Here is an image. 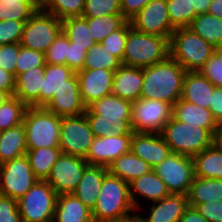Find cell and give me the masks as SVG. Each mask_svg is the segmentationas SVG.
<instances>
[{"instance_id": "1", "label": "cell", "mask_w": 222, "mask_h": 222, "mask_svg": "<svg viewBox=\"0 0 222 222\" xmlns=\"http://www.w3.org/2000/svg\"><path fill=\"white\" fill-rule=\"evenodd\" d=\"M132 102L110 94L94 101L85 111L94 137L132 135Z\"/></svg>"}, {"instance_id": "2", "label": "cell", "mask_w": 222, "mask_h": 222, "mask_svg": "<svg viewBox=\"0 0 222 222\" xmlns=\"http://www.w3.org/2000/svg\"><path fill=\"white\" fill-rule=\"evenodd\" d=\"M186 70L170 56L163 62L143 67L140 98L175 104L182 96Z\"/></svg>"}, {"instance_id": "3", "label": "cell", "mask_w": 222, "mask_h": 222, "mask_svg": "<svg viewBox=\"0 0 222 222\" xmlns=\"http://www.w3.org/2000/svg\"><path fill=\"white\" fill-rule=\"evenodd\" d=\"M135 212L129 195V183L108 171L91 210L93 222H119Z\"/></svg>"}, {"instance_id": "4", "label": "cell", "mask_w": 222, "mask_h": 222, "mask_svg": "<svg viewBox=\"0 0 222 222\" xmlns=\"http://www.w3.org/2000/svg\"><path fill=\"white\" fill-rule=\"evenodd\" d=\"M217 132L171 117L160 134L172 153L194 157L216 142Z\"/></svg>"}, {"instance_id": "5", "label": "cell", "mask_w": 222, "mask_h": 222, "mask_svg": "<svg viewBox=\"0 0 222 222\" xmlns=\"http://www.w3.org/2000/svg\"><path fill=\"white\" fill-rule=\"evenodd\" d=\"M169 41L168 38L145 34L131 27L122 65L143 68L165 61L170 56Z\"/></svg>"}, {"instance_id": "6", "label": "cell", "mask_w": 222, "mask_h": 222, "mask_svg": "<svg viewBox=\"0 0 222 222\" xmlns=\"http://www.w3.org/2000/svg\"><path fill=\"white\" fill-rule=\"evenodd\" d=\"M216 50L188 27L175 29L169 41L170 57L186 72L199 71Z\"/></svg>"}, {"instance_id": "7", "label": "cell", "mask_w": 222, "mask_h": 222, "mask_svg": "<svg viewBox=\"0 0 222 222\" xmlns=\"http://www.w3.org/2000/svg\"><path fill=\"white\" fill-rule=\"evenodd\" d=\"M23 125L27 149L59 147L60 116L44 107H28Z\"/></svg>"}, {"instance_id": "8", "label": "cell", "mask_w": 222, "mask_h": 222, "mask_svg": "<svg viewBox=\"0 0 222 222\" xmlns=\"http://www.w3.org/2000/svg\"><path fill=\"white\" fill-rule=\"evenodd\" d=\"M57 194L46 180L36 183L17 200L22 222H52Z\"/></svg>"}, {"instance_id": "9", "label": "cell", "mask_w": 222, "mask_h": 222, "mask_svg": "<svg viewBox=\"0 0 222 222\" xmlns=\"http://www.w3.org/2000/svg\"><path fill=\"white\" fill-rule=\"evenodd\" d=\"M62 31V20L39 8L26 22L21 46L46 53Z\"/></svg>"}, {"instance_id": "10", "label": "cell", "mask_w": 222, "mask_h": 222, "mask_svg": "<svg viewBox=\"0 0 222 222\" xmlns=\"http://www.w3.org/2000/svg\"><path fill=\"white\" fill-rule=\"evenodd\" d=\"M154 170L170 194L187 196L195 177L193 157L171 152Z\"/></svg>"}, {"instance_id": "11", "label": "cell", "mask_w": 222, "mask_h": 222, "mask_svg": "<svg viewBox=\"0 0 222 222\" xmlns=\"http://www.w3.org/2000/svg\"><path fill=\"white\" fill-rule=\"evenodd\" d=\"M131 110L133 132L160 134L172 117V106L160 100L139 98L132 102Z\"/></svg>"}, {"instance_id": "12", "label": "cell", "mask_w": 222, "mask_h": 222, "mask_svg": "<svg viewBox=\"0 0 222 222\" xmlns=\"http://www.w3.org/2000/svg\"><path fill=\"white\" fill-rule=\"evenodd\" d=\"M94 134L85 114L61 117L59 148L62 154L86 158Z\"/></svg>"}, {"instance_id": "13", "label": "cell", "mask_w": 222, "mask_h": 222, "mask_svg": "<svg viewBox=\"0 0 222 222\" xmlns=\"http://www.w3.org/2000/svg\"><path fill=\"white\" fill-rule=\"evenodd\" d=\"M26 155L0 165V194L18 200L36 183Z\"/></svg>"}, {"instance_id": "14", "label": "cell", "mask_w": 222, "mask_h": 222, "mask_svg": "<svg viewBox=\"0 0 222 222\" xmlns=\"http://www.w3.org/2000/svg\"><path fill=\"white\" fill-rule=\"evenodd\" d=\"M88 166L84 158L61 154L46 181L57 195L72 194Z\"/></svg>"}, {"instance_id": "15", "label": "cell", "mask_w": 222, "mask_h": 222, "mask_svg": "<svg viewBox=\"0 0 222 222\" xmlns=\"http://www.w3.org/2000/svg\"><path fill=\"white\" fill-rule=\"evenodd\" d=\"M131 26L145 34L171 39V26L166 0H151L131 20Z\"/></svg>"}, {"instance_id": "16", "label": "cell", "mask_w": 222, "mask_h": 222, "mask_svg": "<svg viewBox=\"0 0 222 222\" xmlns=\"http://www.w3.org/2000/svg\"><path fill=\"white\" fill-rule=\"evenodd\" d=\"M131 139L132 135L94 137L85 160L91 166L108 168L117 158L130 152Z\"/></svg>"}, {"instance_id": "17", "label": "cell", "mask_w": 222, "mask_h": 222, "mask_svg": "<svg viewBox=\"0 0 222 222\" xmlns=\"http://www.w3.org/2000/svg\"><path fill=\"white\" fill-rule=\"evenodd\" d=\"M115 71L83 69L76 73L81 99L86 107L104 96L112 94Z\"/></svg>"}, {"instance_id": "18", "label": "cell", "mask_w": 222, "mask_h": 222, "mask_svg": "<svg viewBox=\"0 0 222 222\" xmlns=\"http://www.w3.org/2000/svg\"><path fill=\"white\" fill-rule=\"evenodd\" d=\"M44 108L60 117L79 116L84 114V105L76 73L67 80V84L56 90L54 96Z\"/></svg>"}, {"instance_id": "19", "label": "cell", "mask_w": 222, "mask_h": 222, "mask_svg": "<svg viewBox=\"0 0 222 222\" xmlns=\"http://www.w3.org/2000/svg\"><path fill=\"white\" fill-rule=\"evenodd\" d=\"M130 151L153 169L171 153L161 134L146 132H133Z\"/></svg>"}, {"instance_id": "20", "label": "cell", "mask_w": 222, "mask_h": 222, "mask_svg": "<svg viewBox=\"0 0 222 222\" xmlns=\"http://www.w3.org/2000/svg\"><path fill=\"white\" fill-rule=\"evenodd\" d=\"M45 66L34 67L15 77L14 95L28 107H43Z\"/></svg>"}, {"instance_id": "21", "label": "cell", "mask_w": 222, "mask_h": 222, "mask_svg": "<svg viewBox=\"0 0 222 222\" xmlns=\"http://www.w3.org/2000/svg\"><path fill=\"white\" fill-rule=\"evenodd\" d=\"M129 195L135 210H141L137 198L143 197V201L156 202L170 195L166 184L160 179L155 170L133 179L129 182Z\"/></svg>"}, {"instance_id": "22", "label": "cell", "mask_w": 222, "mask_h": 222, "mask_svg": "<svg viewBox=\"0 0 222 222\" xmlns=\"http://www.w3.org/2000/svg\"><path fill=\"white\" fill-rule=\"evenodd\" d=\"M143 85V68L121 65L115 70L112 94L135 102L140 98Z\"/></svg>"}, {"instance_id": "23", "label": "cell", "mask_w": 222, "mask_h": 222, "mask_svg": "<svg viewBox=\"0 0 222 222\" xmlns=\"http://www.w3.org/2000/svg\"><path fill=\"white\" fill-rule=\"evenodd\" d=\"M189 206L188 198L182 194H170L167 197L152 202L148 217L142 216L144 222H179L186 208Z\"/></svg>"}, {"instance_id": "24", "label": "cell", "mask_w": 222, "mask_h": 222, "mask_svg": "<svg viewBox=\"0 0 222 222\" xmlns=\"http://www.w3.org/2000/svg\"><path fill=\"white\" fill-rule=\"evenodd\" d=\"M215 86L199 71L186 72L183 79L181 99L209 109Z\"/></svg>"}, {"instance_id": "25", "label": "cell", "mask_w": 222, "mask_h": 222, "mask_svg": "<svg viewBox=\"0 0 222 222\" xmlns=\"http://www.w3.org/2000/svg\"><path fill=\"white\" fill-rule=\"evenodd\" d=\"M108 168L89 165L83 172L77 188L72 193L89 209H93L100 194V188Z\"/></svg>"}, {"instance_id": "26", "label": "cell", "mask_w": 222, "mask_h": 222, "mask_svg": "<svg viewBox=\"0 0 222 222\" xmlns=\"http://www.w3.org/2000/svg\"><path fill=\"white\" fill-rule=\"evenodd\" d=\"M172 117L180 122L207 130H218L220 126L209 109L186 102L181 98L172 106Z\"/></svg>"}, {"instance_id": "27", "label": "cell", "mask_w": 222, "mask_h": 222, "mask_svg": "<svg viewBox=\"0 0 222 222\" xmlns=\"http://www.w3.org/2000/svg\"><path fill=\"white\" fill-rule=\"evenodd\" d=\"M53 222H93L91 209L73 194L58 195Z\"/></svg>"}, {"instance_id": "28", "label": "cell", "mask_w": 222, "mask_h": 222, "mask_svg": "<svg viewBox=\"0 0 222 222\" xmlns=\"http://www.w3.org/2000/svg\"><path fill=\"white\" fill-rule=\"evenodd\" d=\"M26 131L23 123L1 131L0 165L26 155Z\"/></svg>"}, {"instance_id": "29", "label": "cell", "mask_w": 222, "mask_h": 222, "mask_svg": "<svg viewBox=\"0 0 222 222\" xmlns=\"http://www.w3.org/2000/svg\"><path fill=\"white\" fill-rule=\"evenodd\" d=\"M195 177L222 179V147L212 146L193 157Z\"/></svg>"}, {"instance_id": "30", "label": "cell", "mask_w": 222, "mask_h": 222, "mask_svg": "<svg viewBox=\"0 0 222 222\" xmlns=\"http://www.w3.org/2000/svg\"><path fill=\"white\" fill-rule=\"evenodd\" d=\"M189 206L222 201V179L194 177L187 194Z\"/></svg>"}, {"instance_id": "31", "label": "cell", "mask_w": 222, "mask_h": 222, "mask_svg": "<svg viewBox=\"0 0 222 222\" xmlns=\"http://www.w3.org/2000/svg\"><path fill=\"white\" fill-rule=\"evenodd\" d=\"M153 168L144 160L133 154L131 151L123 154L108 167V171L126 182H131L150 171Z\"/></svg>"}, {"instance_id": "32", "label": "cell", "mask_w": 222, "mask_h": 222, "mask_svg": "<svg viewBox=\"0 0 222 222\" xmlns=\"http://www.w3.org/2000/svg\"><path fill=\"white\" fill-rule=\"evenodd\" d=\"M216 49H222V19L209 13L198 14L188 27Z\"/></svg>"}, {"instance_id": "33", "label": "cell", "mask_w": 222, "mask_h": 222, "mask_svg": "<svg viewBox=\"0 0 222 222\" xmlns=\"http://www.w3.org/2000/svg\"><path fill=\"white\" fill-rule=\"evenodd\" d=\"M61 154L62 150L59 147L27 149L26 151L32 172L38 180H47Z\"/></svg>"}, {"instance_id": "34", "label": "cell", "mask_w": 222, "mask_h": 222, "mask_svg": "<svg viewBox=\"0 0 222 222\" xmlns=\"http://www.w3.org/2000/svg\"><path fill=\"white\" fill-rule=\"evenodd\" d=\"M62 31L75 46L84 47L87 51L96 44L85 17H69L62 20Z\"/></svg>"}, {"instance_id": "35", "label": "cell", "mask_w": 222, "mask_h": 222, "mask_svg": "<svg viewBox=\"0 0 222 222\" xmlns=\"http://www.w3.org/2000/svg\"><path fill=\"white\" fill-rule=\"evenodd\" d=\"M75 72L67 65L45 64V73L43 80V107L54 96L56 90L67 84Z\"/></svg>"}, {"instance_id": "36", "label": "cell", "mask_w": 222, "mask_h": 222, "mask_svg": "<svg viewBox=\"0 0 222 222\" xmlns=\"http://www.w3.org/2000/svg\"><path fill=\"white\" fill-rule=\"evenodd\" d=\"M95 43H101L109 34L120 29L127 20L123 14H112L101 17H85Z\"/></svg>"}, {"instance_id": "37", "label": "cell", "mask_w": 222, "mask_h": 222, "mask_svg": "<svg viewBox=\"0 0 222 222\" xmlns=\"http://www.w3.org/2000/svg\"><path fill=\"white\" fill-rule=\"evenodd\" d=\"M121 62L101 43L94 44L86 53L83 69H106L115 71Z\"/></svg>"}, {"instance_id": "38", "label": "cell", "mask_w": 222, "mask_h": 222, "mask_svg": "<svg viewBox=\"0 0 222 222\" xmlns=\"http://www.w3.org/2000/svg\"><path fill=\"white\" fill-rule=\"evenodd\" d=\"M38 9L31 0H0V21L26 22Z\"/></svg>"}, {"instance_id": "39", "label": "cell", "mask_w": 222, "mask_h": 222, "mask_svg": "<svg viewBox=\"0 0 222 222\" xmlns=\"http://www.w3.org/2000/svg\"><path fill=\"white\" fill-rule=\"evenodd\" d=\"M28 106L15 96H9L0 106V130L4 131L24 121Z\"/></svg>"}, {"instance_id": "40", "label": "cell", "mask_w": 222, "mask_h": 222, "mask_svg": "<svg viewBox=\"0 0 222 222\" xmlns=\"http://www.w3.org/2000/svg\"><path fill=\"white\" fill-rule=\"evenodd\" d=\"M171 26L174 29L189 27L198 15L191 0H166Z\"/></svg>"}, {"instance_id": "41", "label": "cell", "mask_w": 222, "mask_h": 222, "mask_svg": "<svg viewBox=\"0 0 222 222\" xmlns=\"http://www.w3.org/2000/svg\"><path fill=\"white\" fill-rule=\"evenodd\" d=\"M85 0H48L42 9L60 20L82 16Z\"/></svg>"}, {"instance_id": "42", "label": "cell", "mask_w": 222, "mask_h": 222, "mask_svg": "<svg viewBox=\"0 0 222 222\" xmlns=\"http://www.w3.org/2000/svg\"><path fill=\"white\" fill-rule=\"evenodd\" d=\"M112 14H122L121 0H85L83 17L96 18Z\"/></svg>"}, {"instance_id": "43", "label": "cell", "mask_w": 222, "mask_h": 222, "mask_svg": "<svg viewBox=\"0 0 222 222\" xmlns=\"http://www.w3.org/2000/svg\"><path fill=\"white\" fill-rule=\"evenodd\" d=\"M130 21H127L120 29L107 35L101 42L102 46L112 53L122 64L125 51L126 38L131 28Z\"/></svg>"}, {"instance_id": "44", "label": "cell", "mask_w": 222, "mask_h": 222, "mask_svg": "<svg viewBox=\"0 0 222 222\" xmlns=\"http://www.w3.org/2000/svg\"><path fill=\"white\" fill-rule=\"evenodd\" d=\"M45 54L40 51L20 47L19 55L16 59L15 77L37 66H45Z\"/></svg>"}, {"instance_id": "45", "label": "cell", "mask_w": 222, "mask_h": 222, "mask_svg": "<svg viewBox=\"0 0 222 222\" xmlns=\"http://www.w3.org/2000/svg\"><path fill=\"white\" fill-rule=\"evenodd\" d=\"M70 41L63 31L57 36L54 42L48 47L45 53V63L52 65H66V56Z\"/></svg>"}, {"instance_id": "46", "label": "cell", "mask_w": 222, "mask_h": 222, "mask_svg": "<svg viewBox=\"0 0 222 222\" xmlns=\"http://www.w3.org/2000/svg\"><path fill=\"white\" fill-rule=\"evenodd\" d=\"M199 72L215 87L222 86V49H217Z\"/></svg>"}, {"instance_id": "47", "label": "cell", "mask_w": 222, "mask_h": 222, "mask_svg": "<svg viewBox=\"0 0 222 222\" xmlns=\"http://www.w3.org/2000/svg\"><path fill=\"white\" fill-rule=\"evenodd\" d=\"M25 22L18 20L0 21V45L19 43Z\"/></svg>"}, {"instance_id": "48", "label": "cell", "mask_w": 222, "mask_h": 222, "mask_svg": "<svg viewBox=\"0 0 222 222\" xmlns=\"http://www.w3.org/2000/svg\"><path fill=\"white\" fill-rule=\"evenodd\" d=\"M20 47V42L0 45V68L15 75L16 59L19 55Z\"/></svg>"}, {"instance_id": "49", "label": "cell", "mask_w": 222, "mask_h": 222, "mask_svg": "<svg viewBox=\"0 0 222 222\" xmlns=\"http://www.w3.org/2000/svg\"><path fill=\"white\" fill-rule=\"evenodd\" d=\"M0 222H22L17 200L0 194Z\"/></svg>"}, {"instance_id": "50", "label": "cell", "mask_w": 222, "mask_h": 222, "mask_svg": "<svg viewBox=\"0 0 222 222\" xmlns=\"http://www.w3.org/2000/svg\"><path fill=\"white\" fill-rule=\"evenodd\" d=\"M86 53L87 50L84 47L75 46V43L70 42L66 56V65L75 73L83 70Z\"/></svg>"}, {"instance_id": "51", "label": "cell", "mask_w": 222, "mask_h": 222, "mask_svg": "<svg viewBox=\"0 0 222 222\" xmlns=\"http://www.w3.org/2000/svg\"><path fill=\"white\" fill-rule=\"evenodd\" d=\"M208 222H222V201H211L195 207Z\"/></svg>"}, {"instance_id": "52", "label": "cell", "mask_w": 222, "mask_h": 222, "mask_svg": "<svg viewBox=\"0 0 222 222\" xmlns=\"http://www.w3.org/2000/svg\"><path fill=\"white\" fill-rule=\"evenodd\" d=\"M151 0H121L123 17L130 21Z\"/></svg>"}, {"instance_id": "53", "label": "cell", "mask_w": 222, "mask_h": 222, "mask_svg": "<svg viewBox=\"0 0 222 222\" xmlns=\"http://www.w3.org/2000/svg\"><path fill=\"white\" fill-rule=\"evenodd\" d=\"M15 75L0 68V92L13 96L15 92Z\"/></svg>"}, {"instance_id": "54", "label": "cell", "mask_w": 222, "mask_h": 222, "mask_svg": "<svg viewBox=\"0 0 222 222\" xmlns=\"http://www.w3.org/2000/svg\"><path fill=\"white\" fill-rule=\"evenodd\" d=\"M209 110L212 113L213 118L216 122L222 124V92L218 87H215L213 92V99Z\"/></svg>"}, {"instance_id": "55", "label": "cell", "mask_w": 222, "mask_h": 222, "mask_svg": "<svg viewBox=\"0 0 222 222\" xmlns=\"http://www.w3.org/2000/svg\"><path fill=\"white\" fill-rule=\"evenodd\" d=\"M179 222H208L200 212L192 206H188Z\"/></svg>"}, {"instance_id": "56", "label": "cell", "mask_w": 222, "mask_h": 222, "mask_svg": "<svg viewBox=\"0 0 222 222\" xmlns=\"http://www.w3.org/2000/svg\"><path fill=\"white\" fill-rule=\"evenodd\" d=\"M197 14L207 13L212 0H191Z\"/></svg>"}, {"instance_id": "57", "label": "cell", "mask_w": 222, "mask_h": 222, "mask_svg": "<svg viewBox=\"0 0 222 222\" xmlns=\"http://www.w3.org/2000/svg\"><path fill=\"white\" fill-rule=\"evenodd\" d=\"M207 13L222 19V0H212Z\"/></svg>"}, {"instance_id": "58", "label": "cell", "mask_w": 222, "mask_h": 222, "mask_svg": "<svg viewBox=\"0 0 222 222\" xmlns=\"http://www.w3.org/2000/svg\"><path fill=\"white\" fill-rule=\"evenodd\" d=\"M119 222H144L142 216L138 212L131 214L128 217L122 218Z\"/></svg>"}, {"instance_id": "59", "label": "cell", "mask_w": 222, "mask_h": 222, "mask_svg": "<svg viewBox=\"0 0 222 222\" xmlns=\"http://www.w3.org/2000/svg\"><path fill=\"white\" fill-rule=\"evenodd\" d=\"M216 142L222 147V124L219 126V129L216 135Z\"/></svg>"}, {"instance_id": "60", "label": "cell", "mask_w": 222, "mask_h": 222, "mask_svg": "<svg viewBox=\"0 0 222 222\" xmlns=\"http://www.w3.org/2000/svg\"><path fill=\"white\" fill-rule=\"evenodd\" d=\"M37 7L42 8L48 0H31Z\"/></svg>"}, {"instance_id": "61", "label": "cell", "mask_w": 222, "mask_h": 222, "mask_svg": "<svg viewBox=\"0 0 222 222\" xmlns=\"http://www.w3.org/2000/svg\"><path fill=\"white\" fill-rule=\"evenodd\" d=\"M9 97V95L5 92H0V106L3 104V102Z\"/></svg>"}]
</instances>
